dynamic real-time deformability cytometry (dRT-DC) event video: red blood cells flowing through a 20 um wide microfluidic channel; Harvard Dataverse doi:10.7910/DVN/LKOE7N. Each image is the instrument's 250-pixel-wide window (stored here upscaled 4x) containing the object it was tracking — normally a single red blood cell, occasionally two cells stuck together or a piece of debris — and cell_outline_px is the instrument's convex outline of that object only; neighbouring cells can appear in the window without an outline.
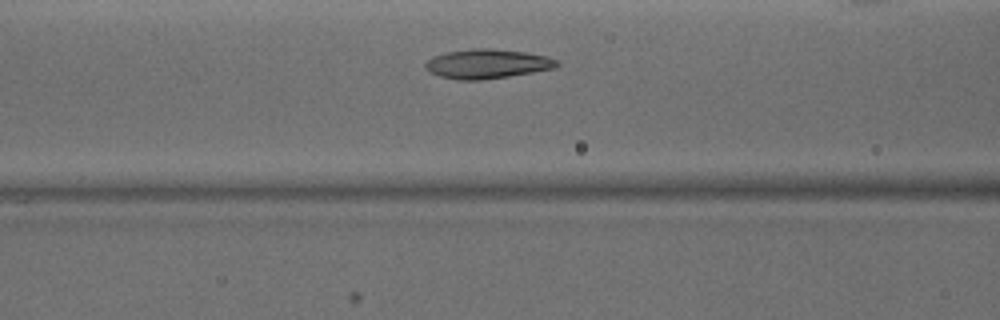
{"species": "common noctule bat (a hibernating species)", "species_latin": "Nyctalus noctula", "temperature_condition": "warm", "stored_images_in_passage": 24, "camera_frame_rate_fps": 3000, "um_per_image_px": 0.085, "animal": {"sex": "male", "body_mass_g": 15.6}, "frame": {"image": 1, "passage_image": 8, "time_ms": 2.333, "image_size_px": [1000, 320], "cell_outline_px": [[560, 64], [556, 68], [508, 76], [480, 80], [456, 80], [440, 76], [424, 68], [424, 64], [432, 56], [444, 52], [476, 48], [492, 48], [524, 52], [548, 56], [556, 60]], "centroid_in_image_um": [41.4, 5.42], "position_along_channel_um": 125.2, "area_um2": 22.54}}
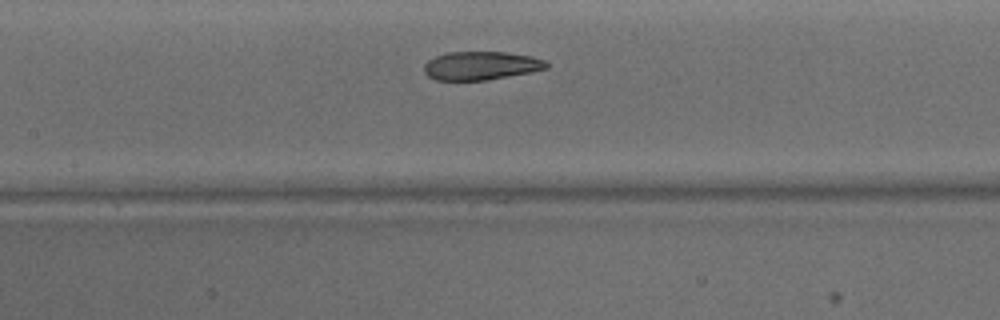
{"frame": {"image": 2, "passage_image": 11, "time_ms": 3.333, "image_size_px": [1000, 320], "cell_outline_px": [[548, 68], [532, 72], [488, 80], [436, 80], [428, 76], [424, 72], [424, 64], [428, 60], [436, 56], [448, 52], [504, 52], [532, 56], [544, 60], [548, 64]], "centroid_in_image_um": [40.89, 5.58], "position_along_channel_um": 166.5, "area_um2": 20.35}}